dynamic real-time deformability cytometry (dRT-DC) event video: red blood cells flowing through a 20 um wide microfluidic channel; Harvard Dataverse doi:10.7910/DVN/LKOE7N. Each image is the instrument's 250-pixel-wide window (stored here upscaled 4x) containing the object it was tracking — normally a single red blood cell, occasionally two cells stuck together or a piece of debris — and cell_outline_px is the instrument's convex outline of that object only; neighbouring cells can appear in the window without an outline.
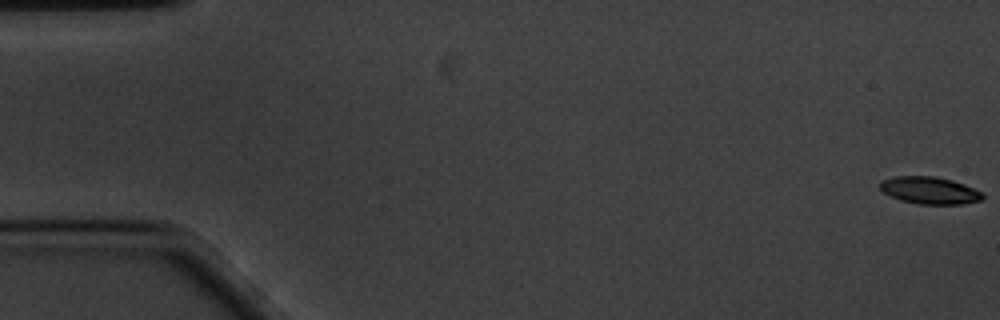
{"species": "common noctule bat (a hibernating species)", "species_latin": "Nyctalus noctula", "temperature_condition": "cold", "stored_images_in_passage": 60, "camera_frame_rate_fps": 3000, "um_per_image_px": 0.085, "animal": {"sex": "male", "body_mass_g": 20.1, "forearm_length_mm": 53.5}, "frame": {"image": 1, "passage_image": 1, "time_ms": 0.0, "image_size_px": [1000, 320], "cell_outline_px": [[984, 196], [980, 200], [960, 204], [916, 204], [900, 200], [884, 192], [880, 188], [880, 180], [896, 176], [936, 176], [952, 180], [964, 184], [984, 192]], "centroid_in_image_um": [79.03, 16.17], "position_along_channel_um": 6.0, "area_um2": 16.3}}
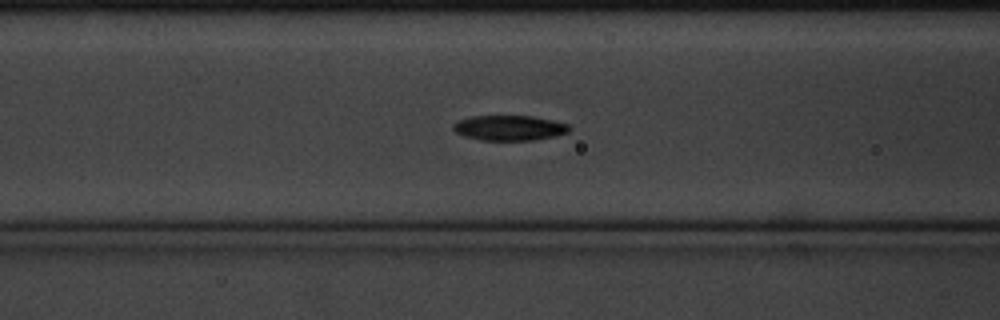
{"frame": {"image": 2, "passage_image": 24, "time_ms": 7.667, "image_size_px": [1000, 320], "cell_outline_px": [[572, 128], [568, 132], [552, 136], [532, 140], [480, 140], [464, 136], [456, 132], [452, 128], [452, 124], [460, 120], [472, 116], [532, 116], [552, 120], [568, 124]], "centroid_in_image_um": [43.28, 10.87], "position_along_channel_um": 123.3, "area_um2": 16.88}}
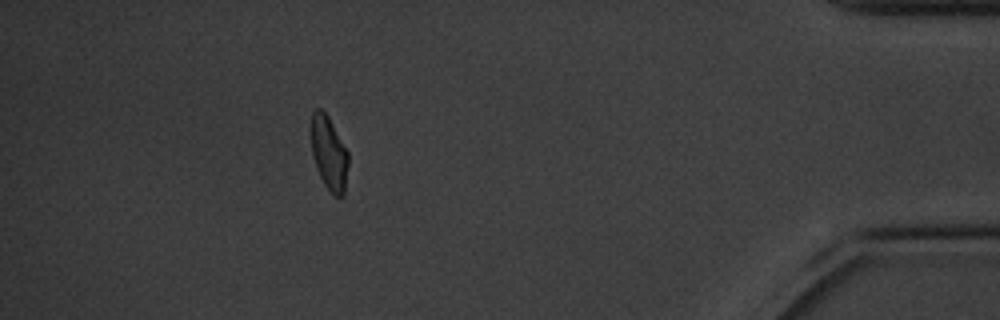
{"frame": {"image": 3, "passage_image": 54, "time_ms": 17.667, "image_size_px": [1000, 320], "cell_outline_px": [[348, 164], [344, 196], [336, 196], [324, 184], [316, 168], [312, 156], [308, 128], [312, 112], [316, 108], [320, 108], [328, 116], [348, 152]], "centroid_in_image_um": [27.91, 12.95], "position_along_channel_um": 407.3, "area_um2": 16.36}, "authors_computed_cell_mechanics": {"area_um2": 16.6464, "velocity_mm_per_s": 3.366, "shape_relaxation_time_tau1_ms": 2.7242, "shape_relaxation_time_tau2_ms": 3.8355, "deformation_change_tau1": 0.1236, "deformation_change_tau2": 0.0741}}